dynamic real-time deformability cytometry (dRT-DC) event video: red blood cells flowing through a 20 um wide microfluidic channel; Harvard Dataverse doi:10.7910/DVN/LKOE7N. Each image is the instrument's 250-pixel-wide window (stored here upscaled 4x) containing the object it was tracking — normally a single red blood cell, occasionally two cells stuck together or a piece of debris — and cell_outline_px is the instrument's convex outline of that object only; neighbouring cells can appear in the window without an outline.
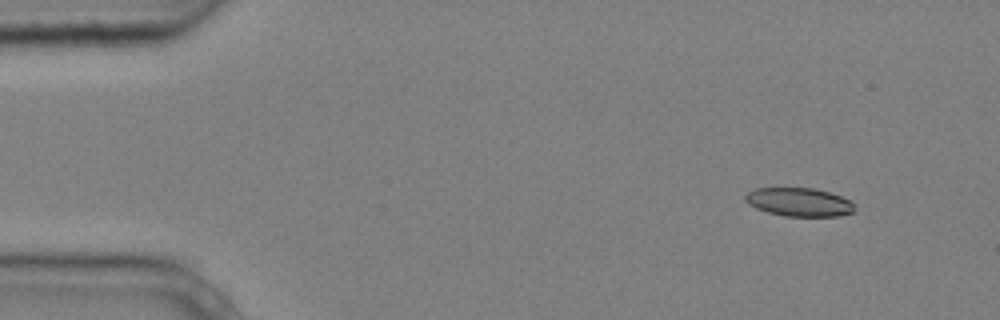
{"species": "common noctule bat (a hibernating species)", "species_latin": "Nyctalus noctula", "temperature_condition": "cold", "stored_images_in_passage": 5, "camera_frame_rate_fps": 3000, "um_per_image_px": 0.085, "animal": {"sex": "male", "body_mass_g": 20.4}, "frame": {"image": 1, "passage_image": 2, "time_ms": 0.333, "image_size_px": [1000, 320], "cell_outline_px": [[856, 212], [840, 216], [784, 216], [768, 212], [756, 208], [748, 204], [744, 200], [744, 196], [748, 192], [756, 188], [816, 188], [852, 200]], "centroid_in_image_um": [67.95, 17.18], "position_along_channel_um": 17.1, "area_um2": 18.32}}
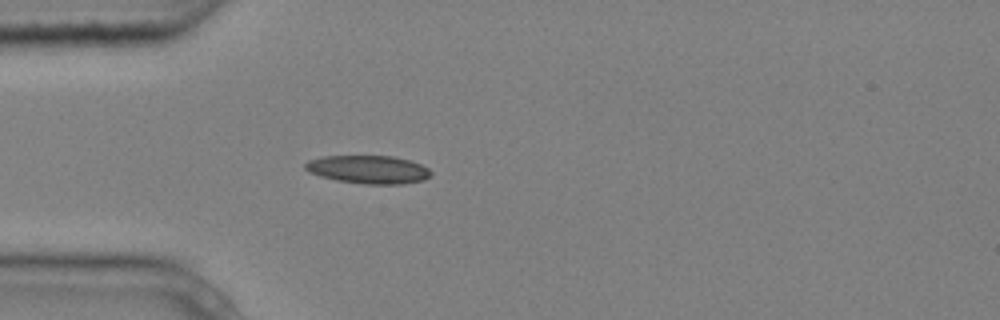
{"frame": {"image": 2, "passage_image": 5, "time_ms": 1.333, "image_size_px": [1000, 320], "cell_outline_px": [[432, 176], [424, 180], [404, 184], [364, 184], [336, 180], [320, 176], [308, 172], [304, 168], [304, 164], [308, 160], [320, 156], [392, 156], [408, 160], [420, 164], [428, 168], [432, 172]], "centroid_in_image_um": [31.3, 14.41], "position_along_channel_um": 53.7, "area_um2": 20.81}}